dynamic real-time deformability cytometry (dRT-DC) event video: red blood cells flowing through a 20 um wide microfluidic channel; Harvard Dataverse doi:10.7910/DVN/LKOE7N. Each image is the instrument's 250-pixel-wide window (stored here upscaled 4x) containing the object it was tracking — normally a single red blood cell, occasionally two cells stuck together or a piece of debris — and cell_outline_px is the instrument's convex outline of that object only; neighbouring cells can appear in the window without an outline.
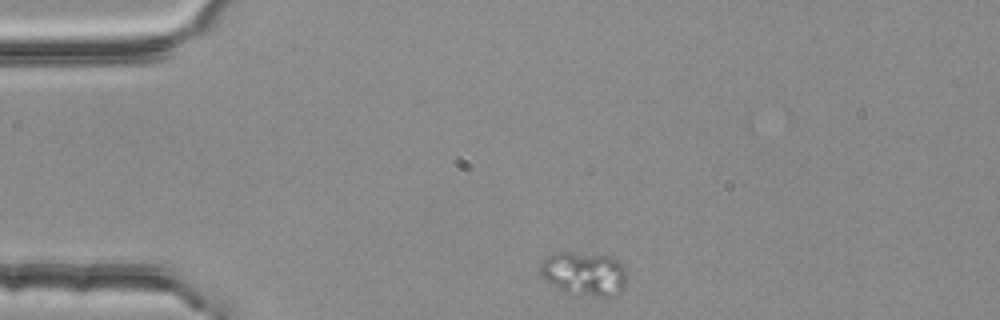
{"species": "common noctule bat (a hibernating species)", "species_latin": "Nyctalus noctula", "temperature_condition": "room temperature", "stored_images_in_passage": 2, "camera_frame_rate_fps": 3000, "um_per_image_px": 0.085, "animal": {"sex": "female", "body_mass_g": 25.1}, "frame": {"image": 1, "passage_image": 1, "time_ms": 0.0, "image_size_px": [1000, 320], "cell_outline_px": [[624, 288], [620, 296], [608, 300], [564, 292], [544, 280], [540, 276], [540, 264], [548, 256], [556, 252], [572, 252], [612, 256], [624, 268]], "centroid_in_image_um": [49.67, 23.32], "position_along_channel_um": 35.3, "area_um2": 22.77}}